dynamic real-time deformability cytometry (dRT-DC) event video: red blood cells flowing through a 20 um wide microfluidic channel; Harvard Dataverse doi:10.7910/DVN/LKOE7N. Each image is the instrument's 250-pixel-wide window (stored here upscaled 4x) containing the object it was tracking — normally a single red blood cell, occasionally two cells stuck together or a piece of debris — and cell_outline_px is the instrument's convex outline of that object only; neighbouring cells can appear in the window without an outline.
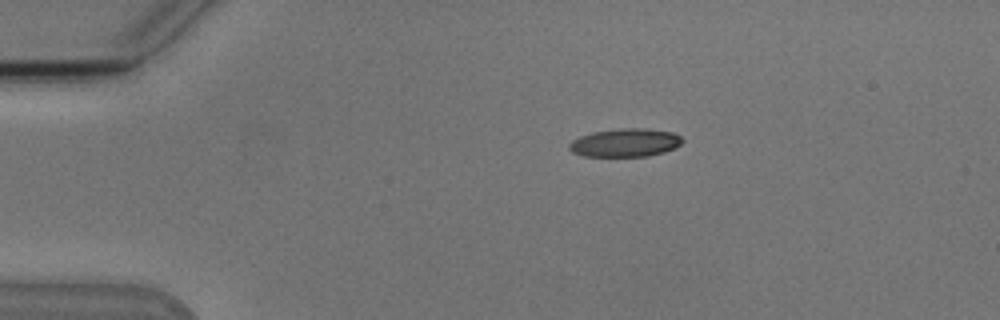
{"species": "Egyptian fruit bat (a non-hibernating species)", "species_latin": "Rousettus aegyptiacus", "temperature_condition": "cold", "stored_images_in_passage": 9, "camera_frame_rate_fps": 3000, "um_per_image_px": 0.085, "animal": {"sex": "male"}, "frame": {"image": 1, "passage_image": 1, "time_ms": 0.0, "image_size_px": [1000, 320], "cell_outline_px": [[684, 140], [676, 148], [664, 152], [648, 156], [584, 156], [572, 152], [568, 148], [568, 144], [572, 140], [580, 136], [592, 132], [620, 128], [644, 128], [672, 132], [680, 136]], "centroid_in_image_um": [53.14, 12.13], "position_along_channel_um": 31.9, "area_um2": 18.73}}
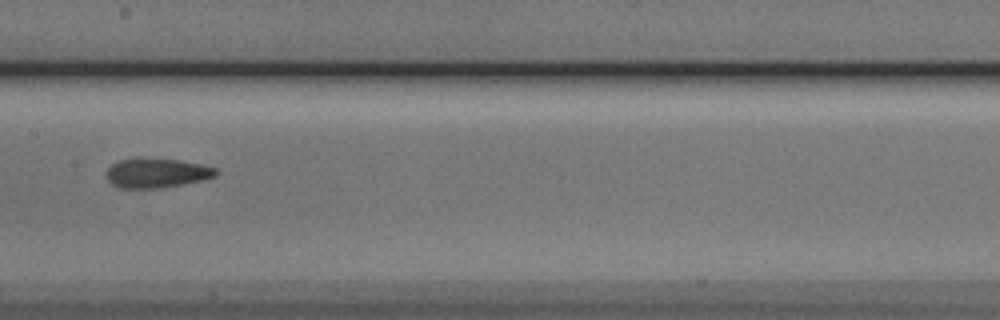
{"frame": {"image": 2, "passage_image": 6, "time_ms": 5.667, "image_size_px": [1000, 320], "cell_outline_px": [[220, 172], [216, 176], [204, 180], [184, 184], [160, 188], [120, 188], [112, 184], [108, 180], [108, 168], [112, 164], [120, 160], [136, 156], [144, 156], [180, 160], [200, 164], [216, 168]], "centroid_in_image_um": [13.34, 14.68], "position_along_channel_um": 194.1, "area_um2": 19.31}}
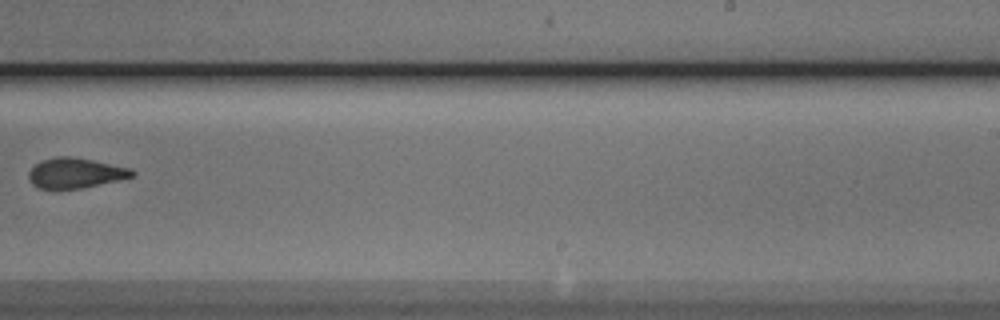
{"frame": {"image": 3, "passage_image": 8, "time_ms": 8.0, "image_size_px": [1000, 320], "cell_outline_px": [[136, 176], [120, 180], [84, 188], [40, 188], [32, 184], [28, 176], [28, 172], [40, 160], [56, 156], [72, 156], [132, 168], [136, 172]], "centroid_in_image_um": [6.45, 14.7], "position_along_channel_um": 282.5, "area_um2": 18.32}}